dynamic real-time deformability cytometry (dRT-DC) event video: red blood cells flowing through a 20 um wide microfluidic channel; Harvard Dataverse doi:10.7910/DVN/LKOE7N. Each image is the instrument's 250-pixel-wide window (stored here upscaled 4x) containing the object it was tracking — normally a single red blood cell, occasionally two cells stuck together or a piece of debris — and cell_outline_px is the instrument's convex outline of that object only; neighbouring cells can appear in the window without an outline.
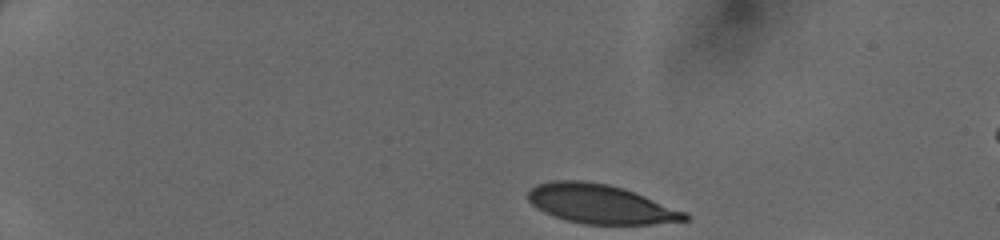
{"species": "human", "species_latin": "Homo sapiens", "temperature_condition": "cold", "stored_images_in_passage": 20, "camera_frame_rate_fps": 3000, "um_per_image_px": 0.085, "donor": {"sex": "female"}, "frame": {"image": 1, "passage_image": 1, "time_ms": 0.0, "image_size_px": [1000, 240], "cell_outline_px": [[692, 216], [688, 220], [652, 224], [584, 224], [568, 220], [544, 212], [536, 208], [528, 200], [528, 192], [536, 184], [552, 180], [584, 180], [608, 184], [624, 188], [688, 212]], "centroid_in_image_um": [51.08, 17.33], "position_along_channel_um": 33.9, "area_um2": 35.89}}
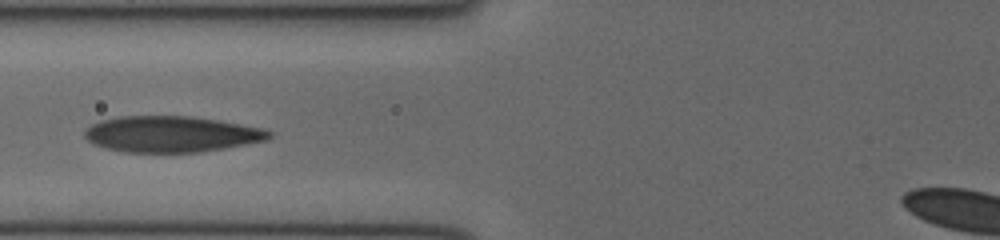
{"frame": {"image": 2, "passage_image": 13, "time_ms": 4.0, "image_size_px": [1000, 240], "cell_outline_px": [[272, 136], [268, 140], [248, 144], [200, 152], [124, 152], [104, 148], [92, 144], [84, 136], [84, 132], [92, 124], [100, 120], [120, 116], [188, 116], [216, 120], [264, 128], [272, 132]], "centroid_in_image_um": [14.56, 11.4], "position_along_channel_um": 111.2, "area_um2": 38.84}}
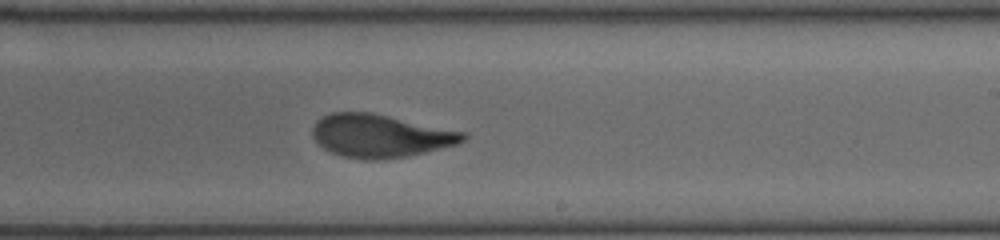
{"frame": {"image": 3, "passage_image": 20, "time_ms": 6.333, "image_size_px": [1000, 240], "cell_outline_px": [[468, 136], [464, 140], [456, 144], [424, 152], [384, 160], [364, 160], [340, 156], [324, 148], [312, 136], [312, 128], [316, 120], [332, 112], [372, 112], [468, 132]], "centroid_in_image_um": [32.33, 11.54], "position_along_channel_um": 256.7, "area_um2": 37.92}}